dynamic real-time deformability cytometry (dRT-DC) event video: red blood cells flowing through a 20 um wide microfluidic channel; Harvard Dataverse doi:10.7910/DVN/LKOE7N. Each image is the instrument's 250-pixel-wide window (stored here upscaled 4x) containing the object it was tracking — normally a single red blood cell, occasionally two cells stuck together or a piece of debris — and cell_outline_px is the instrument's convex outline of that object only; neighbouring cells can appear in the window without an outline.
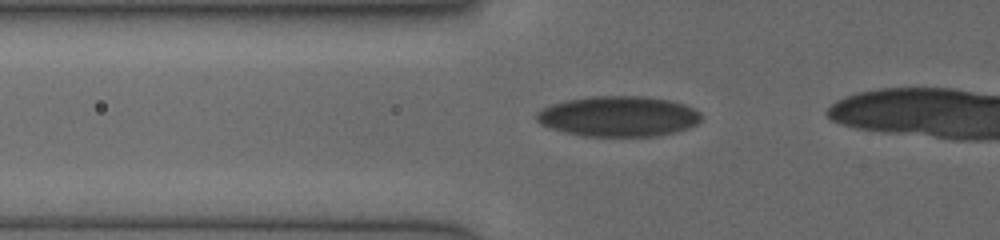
{"species": "human", "species_latin": "Homo sapiens", "temperature_condition": "cold", "stored_images_in_passage": 29, "camera_frame_rate_fps": 3000, "um_per_image_px": 0.085, "donor": {"sex": "female"}, "frame": {"image": 1, "passage_image": 4, "time_ms": 1.333, "image_size_px": [1000, 240], "cell_outline_px": [[700, 120], [696, 124], [688, 128], [676, 132], [660, 136], [580, 136], [564, 132], [540, 124], [536, 120], [536, 112], [552, 104], [564, 100], [592, 96], [644, 96], [668, 100], [684, 104], [700, 112]], "centroid_in_image_um": [52.55, 9.89], "position_along_channel_um": 73.2, "area_um2": 38.9}}
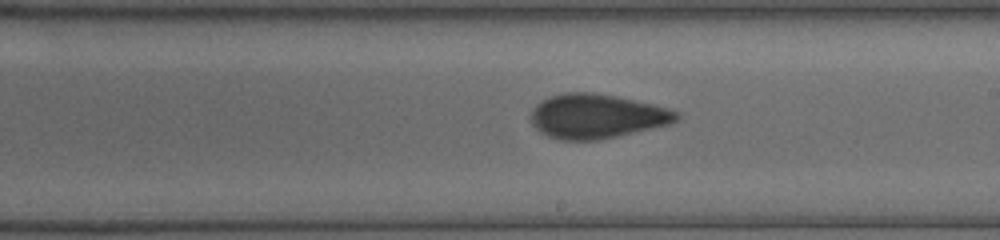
{"frame": {"image": 2, "passage_image": 15, "time_ms": 5.333, "image_size_px": [1000, 240], "cell_outline_px": [[680, 116], [676, 120], [668, 124], [652, 128], [600, 140], [560, 140], [548, 136], [540, 132], [532, 124], [532, 112], [536, 104], [552, 96], [564, 92], [592, 92], [616, 96], [652, 104], [668, 108], [676, 112]], "centroid_in_image_um": [50.7, 9.88], "position_along_channel_um": 238.3, "area_um2": 37.28}}
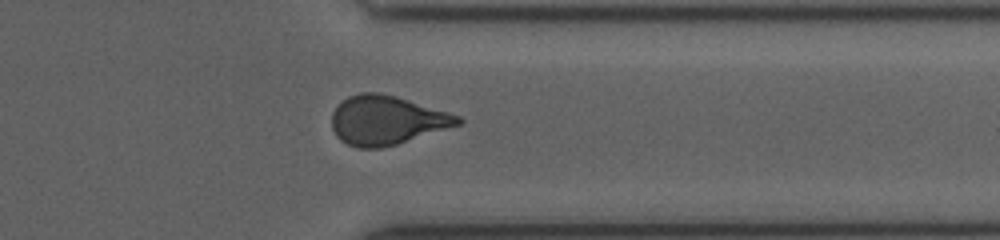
{"frame": {"image": 3, "passage_image": 25, "time_ms": 8.667, "image_size_px": [1000, 240], "cell_outline_px": [[464, 120], [460, 124], [396, 144], [380, 148], [360, 148], [348, 144], [340, 140], [336, 136], [332, 128], [332, 112], [348, 96], [360, 92], [376, 92], [396, 96], [448, 112], [460, 116]], "centroid_in_image_um": [32.85, 10.21], "position_along_channel_um": 378.6, "area_um2": 35.66}}